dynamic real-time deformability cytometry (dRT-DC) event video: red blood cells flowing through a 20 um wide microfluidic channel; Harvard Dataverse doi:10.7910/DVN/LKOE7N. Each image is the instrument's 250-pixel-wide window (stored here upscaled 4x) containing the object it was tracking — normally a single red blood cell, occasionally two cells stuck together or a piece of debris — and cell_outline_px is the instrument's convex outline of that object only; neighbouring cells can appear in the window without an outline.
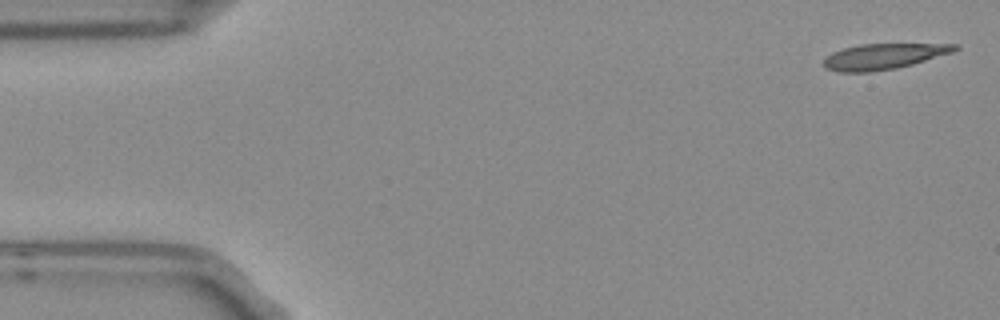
{"species": "Egyptian fruit bat (a non-hibernating species)", "species_latin": "Rousettus aegyptiacus", "temperature_condition": "room temperature", "stored_images_in_passage": 4, "camera_frame_rate_fps": 3000, "um_per_image_px": 0.085, "frame": {"image": 1, "passage_image": 1, "time_ms": 0.0, "image_size_px": [1000, 320], "cell_outline_px": [[960, 48], [952, 52], [912, 64], [896, 68], [868, 72], [840, 72], [828, 68], [824, 64], [824, 60], [832, 52], [844, 48], [860, 44], [960, 44]], "centroid_in_image_um": [75.13, 4.78], "position_along_channel_um": 9.9, "area_um2": 19.31}}
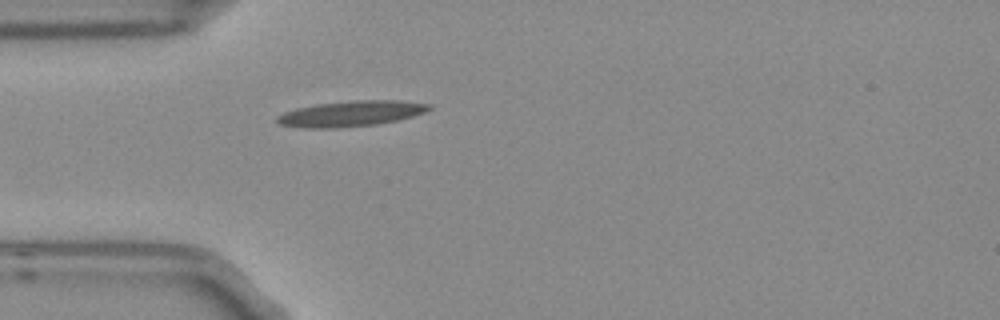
{"frame": {"image": 2, "passage_image": 4, "time_ms": 1.0, "image_size_px": [1000, 320], "cell_outline_px": [[432, 108], [424, 112], [412, 116], [396, 120], [376, 124], [332, 128], [304, 128], [280, 124], [276, 120], [276, 116], [284, 112], [296, 108], [316, 104], [352, 100], [400, 100], [432, 104]], "centroid_in_image_um": [29.83, 9.64], "position_along_channel_um": 55.2, "area_um2": 22.6}}